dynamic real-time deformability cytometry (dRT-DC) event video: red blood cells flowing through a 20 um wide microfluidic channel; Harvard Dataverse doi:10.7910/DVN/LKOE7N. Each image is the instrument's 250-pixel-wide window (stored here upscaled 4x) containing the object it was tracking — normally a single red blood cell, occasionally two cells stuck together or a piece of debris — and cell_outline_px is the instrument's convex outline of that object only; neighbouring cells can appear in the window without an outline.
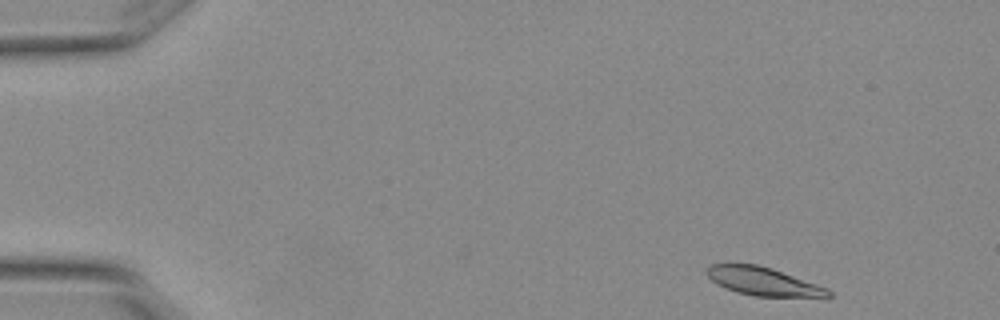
{"species": "Egyptian fruit bat (a non-hibernating species)", "species_latin": "Rousettus aegyptiacus", "temperature_condition": "warm", "stored_images_in_passage": 5, "camera_frame_rate_fps": 3000, "um_per_image_px": 0.085, "animal": {"sex": "female"}, "frame": {"image": 1, "passage_image": 1, "time_ms": 0.0, "image_size_px": [1000, 320], "cell_outline_px": [[832, 296], [828, 300], [756, 296], [736, 292], [724, 288], [716, 284], [708, 276], [704, 268], [712, 264], [756, 264], [772, 268], [828, 288], [832, 292]], "centroid_in_image_um": [65.01, 23.98], "position_along_channel_um": 20.0, "area_um2": 20.92}}
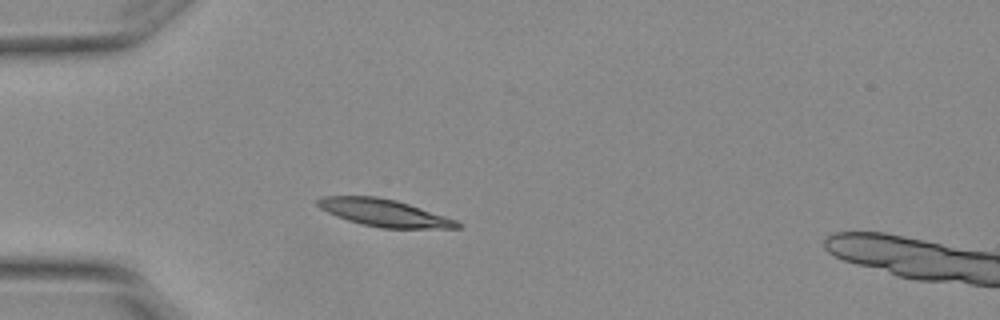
{"frame": {"image": 2, "passage_image": 4, "time_ms": 1.0, "image_size_px": [1000, 320], "cell_outline_px": [[464, 224], [460, 228], [380, 228], [360, 224], [336, 216], [320, 208], [316, 204], [316, 200], [324, 196], [376, 196], [396, 200], [456, 220]], "centroid_in_image_um": [32.63, 18.09], "position_along_channel_um": 52.4, "area_um2": 22.02}}